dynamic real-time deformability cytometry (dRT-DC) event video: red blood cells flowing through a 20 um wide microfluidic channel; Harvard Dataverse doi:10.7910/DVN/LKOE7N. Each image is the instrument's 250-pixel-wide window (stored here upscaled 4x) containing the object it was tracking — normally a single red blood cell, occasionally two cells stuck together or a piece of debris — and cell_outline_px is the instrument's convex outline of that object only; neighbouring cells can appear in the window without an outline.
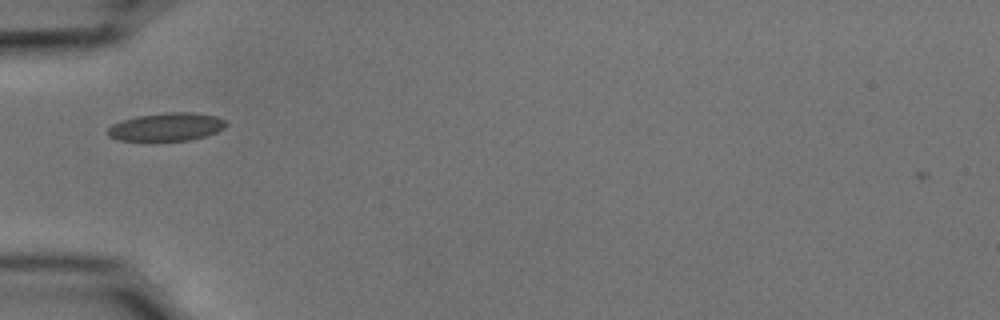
{"species": "common noctule bat (a hibernating species)", "species_latin": "Nyctalus noctula", "temperature_condition": "cold", "stored_images_in_passage": 38, "camera_frame_rate_fps": 3000, "um_per_image_px": 0.085, "animal": {"sex": "male", "body_mass_g": 15.6}, "frame": {"image": 1, "passage_image": 2, "time_ms": 0.333, "image_size_px": [1000, 320], "cell_outline_px": [[228, 124], [224, 128], [216, 132], [204, 136], [188, 140], [120, 140], [108, 136], [108, 128], [112, 124], [136, 116], [168, 112], [196, 112], [216, 116], [224, 120]], "centroid_in_image_um": [14.18, 10.77], "position_along_channel_um": 70.8, "area_um2": 19.19}}
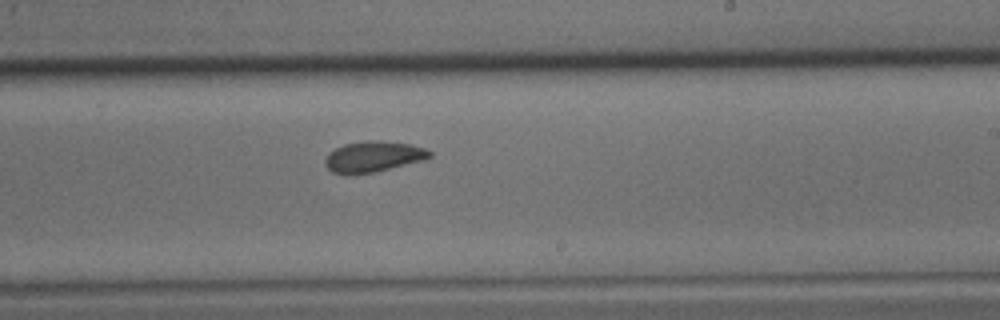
{"frame": {"image": 2, "passage_image": 17, "time_ms": 5.333, "image_size_px": [1000, 320], "cell_outline_px": [[432, 156], [424, 160], [376, 172], [352, 176], [332, 172], [324, 164], [324, 160], [328, 152], [344, 144], [368, 140], [380, 140], [408, 144], [424, 148], [432, 152]], "centroid_in_image_um": [31.69, 13.33], "position_along_channel_um": 257.3, "area_um2": 19.07}}
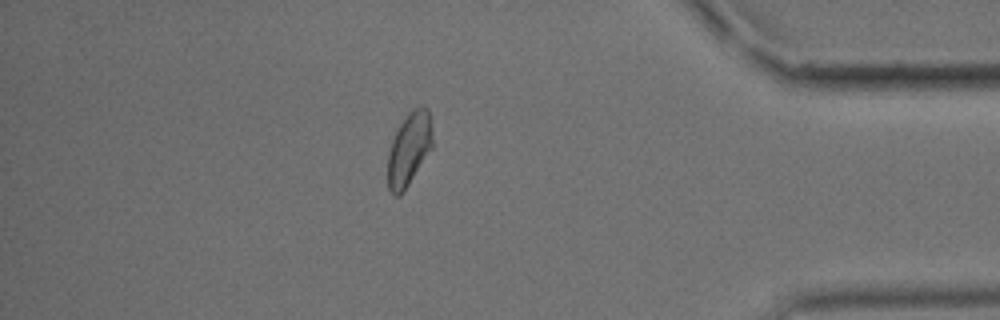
{"frame": {"image": 3, "passage_image": 31, "time_ms": 10.0, "image_size_px": [1000, 320], "cell_outline_px": [[432, 148], [400, 196], [396, 196], [388, 188], [388, 156], [392, 140], [400, 124], [408, 112], [412, 108], [428, 108], [432, 132]], "centroid_in_image_um": [34.77, 12.66], "position_along_channel_um": 400.4, "area_um2": 18.67}, "authors_computed_cell_mechanics": {"area_um2": 18.8717, "velocity_mm_per_s": 3.7225, "shape_relaxation_time_tau1_ms": 6.4561, "shape_relaxation_time_tau2_ms": 1.6406, "deformation_change_tau1": 0.1059, "deformation_change_tau2": 0.0546}}